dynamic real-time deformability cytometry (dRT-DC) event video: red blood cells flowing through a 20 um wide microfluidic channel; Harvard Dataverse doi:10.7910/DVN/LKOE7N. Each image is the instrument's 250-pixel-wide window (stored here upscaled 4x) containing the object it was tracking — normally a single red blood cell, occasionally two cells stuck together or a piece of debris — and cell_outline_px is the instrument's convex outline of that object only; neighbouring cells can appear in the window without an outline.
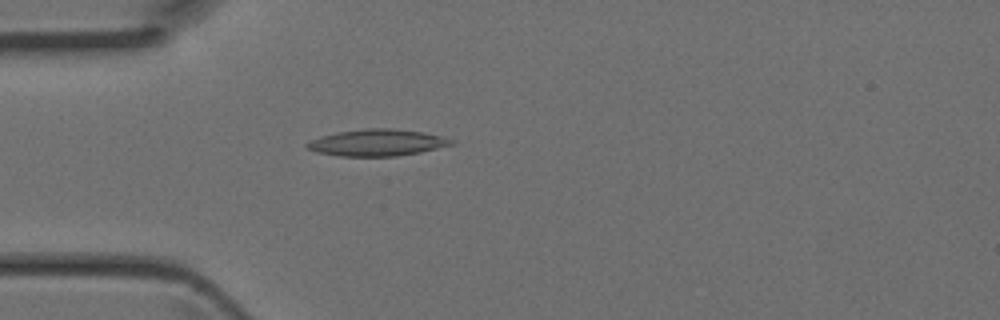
{"species": "Egyptian fruit bat (a non-hibernating species)", "species_latin": "Rousettus aegyptiacus", "temperature_condition": "room temperature", "stored_images_in_passage": 32, "camera_frame_rate_fps": 3000, "um_per_image_px": 0.085, "animal": {"sex": "female"}, "frame": {"image": 1, "passage_image": 6, "time_ms": 1.667, "image_size_px": [1000, 320], "cell_outline_px": [[456, 144], [420, 152], [396, 156], [340, 156], [316, 152], [304, 148], [304, 144], [308, 140], [320, 136], [340, 132], [368, 128], [392, 128], [424, 132], [456, 140]], "centroid_in_image_um": [32.04, 12.12], "position_along_channel_um": 53.0, "area_um2": 22.6}}
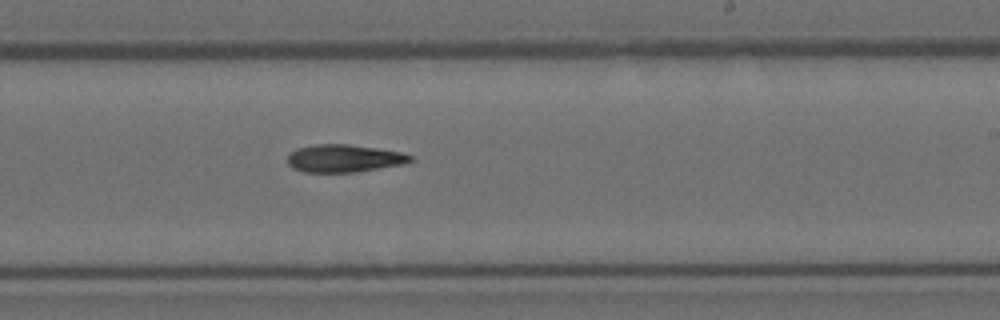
{"frame": {"image": 2, "passage_image": 20, "time_ms": 6.333, "image_size_px": [1000, 320], "cell_outline_px": [[416, 160], [404, 164], [356, 172], [304, 172], [292, 168], [288, 164], [288, 152], [296, 148], [316, 144], [348, 144], [376, 148], [400, 152], [416, 156]], "centroid_in_image_um": [29.26, 13.46], "position_along_channel_um": 259.7, "area_um2": 20.06}}
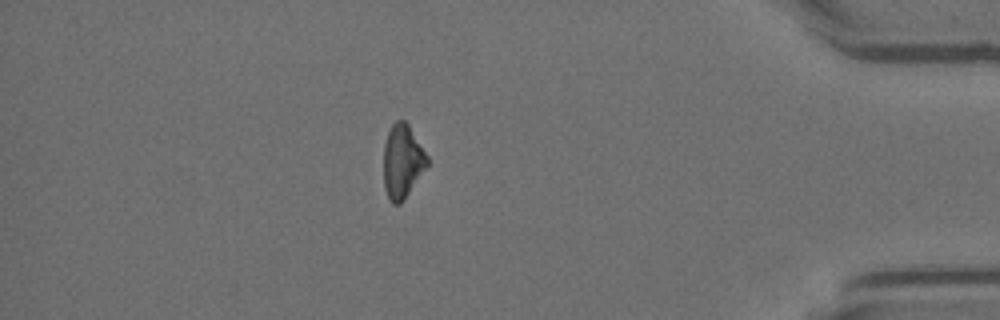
{"frame": {"image": 3, "passage_image": 32, "time_ms": 10.333, "image_size_px": [1000, 320], "cell_outline_px": [[428, 164], [404, 200], [400, 204], [392, 204], [384, 188], [384, 144], [388, 132], [392, 124], [396, 120], [404, 120], [408, 124], [428, 156]], "centroid_in_image_um": [34.2, 13.72], "position_along_channel_um": 401.0, "area_um2": 18.61}}